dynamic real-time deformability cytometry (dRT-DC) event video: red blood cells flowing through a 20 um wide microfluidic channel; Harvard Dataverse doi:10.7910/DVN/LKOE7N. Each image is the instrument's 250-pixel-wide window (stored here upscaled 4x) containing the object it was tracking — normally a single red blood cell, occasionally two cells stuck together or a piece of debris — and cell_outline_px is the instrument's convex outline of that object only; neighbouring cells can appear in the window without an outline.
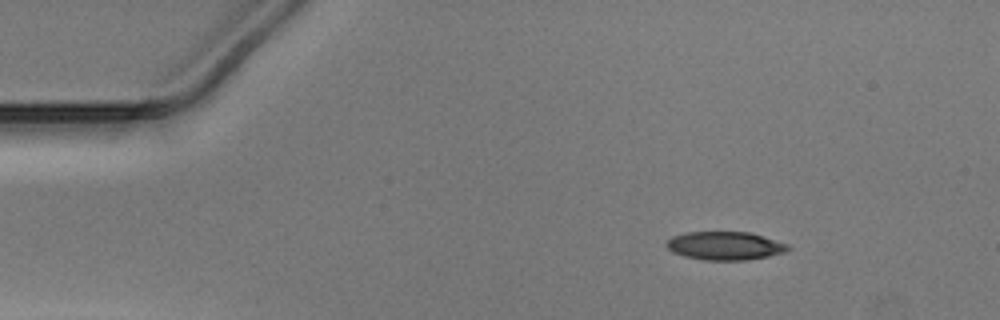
{"species": "Egyptian fruit bat (a non-hibernating species)", "species_latin": "Rousettus aegyptiacus", "temperature_condition": "warm", "stored_images_in_passage": 45, "camera_frame_rate_fps": 3000, "um_per_image_px": 0.085, "animal": {"sex": "male"}, "frame": {"image": 1, "passage_image": 1, "time_ms": 0.0, "image_size_px": [1000, 320], "cell_outline_px": [[792, 248], [784, 252], [768, 256], [744, 260], [704, 260], [684, 256], [672, 252], [664, 244], [672, 236], [688, 232], [748, 232], [788, 244]], "centroid_in_image_um": [61.59, 20.89], "position_along_channel_um": 23.4, "area_um2": 19.94}}
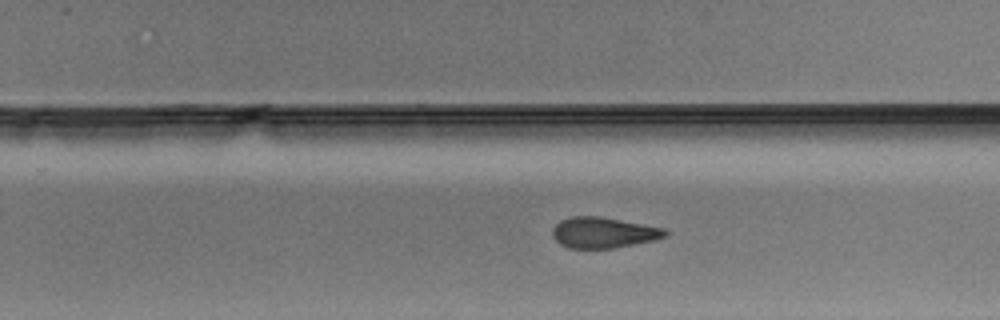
{"frame": {"image": 2, "passage_image": 26, "time_ms": 8.333, "image_size_px": [1000, 320], "cell_outline_px": [[668, 236], [656, 240], [612, 248], [568, 248], [560, 244], [552, 236], [552, 228], [560, 220], [572, 216], [600, 216], [664, 228], [668, 232]], "centroid_in_image_um": [51.29, 19.77], "position_along_channel_um": 278.5, "area_um2": 20.29}}
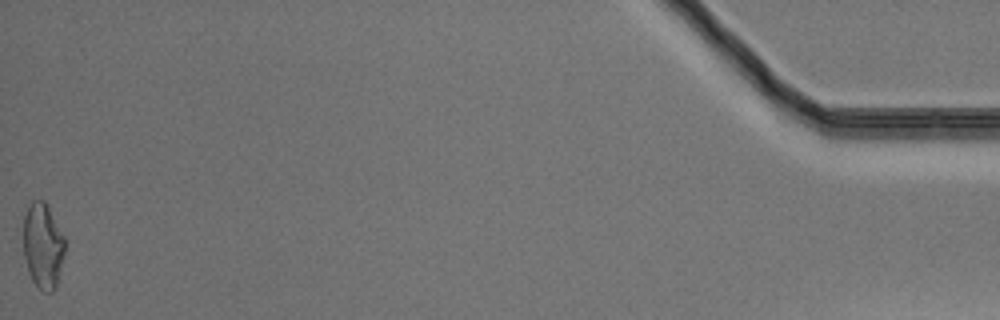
{"frame": {"image": 3, "passage_image": 45, "time_ms": 14.667, "image_size_px": [1000, 320], "cell_outline_px": [[64, 256], [56, 288], [52, 292], [44, 292], [32, 280], [28, 272], [24, 256], [24, 216], [28, 204], [32, 200], [44, 200], [64, 236]], "centroid_in_image_um": [3.64, 20.89], "position_along_channel_um": 431.6, "area_um2": 20.63}}